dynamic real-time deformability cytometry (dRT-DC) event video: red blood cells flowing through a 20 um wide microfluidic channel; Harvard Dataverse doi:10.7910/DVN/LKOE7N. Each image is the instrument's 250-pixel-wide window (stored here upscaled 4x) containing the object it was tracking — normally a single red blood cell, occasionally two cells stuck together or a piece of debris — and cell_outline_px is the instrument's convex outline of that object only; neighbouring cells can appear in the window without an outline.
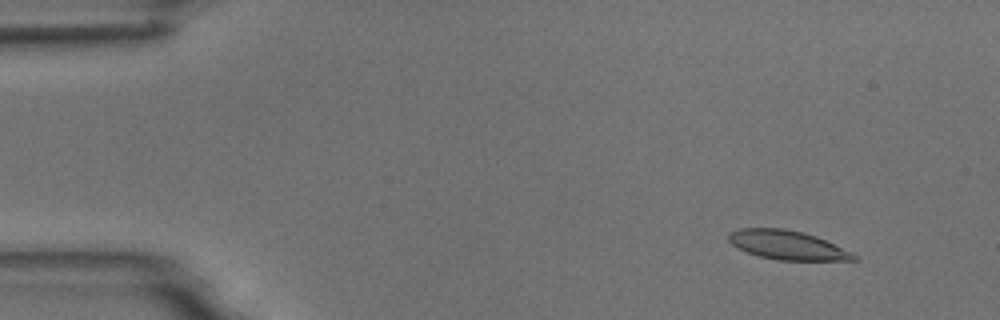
{"species": "common noctule bat (a hibernating species)", "species_latin": "Nyctalus noctula", "temperature_condition": "room temperature", "stored_images_in_passage": 6, "camera_frame_rate_fps": 3000, "um_per_image_px": 0.085, "animal": {"sex": "male", "body_mass_g": 18.8}, "frame": {"image": 1, "passage_image": 2, "time_ms": 1.0, "image_size_px": [1000, 320], "cell_outline_px": [[860, 260], [780, 260], [760, 256], [748, 252], [732, 244], [728, 240], [728, 232], [740, 228], [784, 228], [804, 232], [816, 236], [852, 252], [860, 256]], "centroid_in_image_um": [66.96, 20.82], "position_along_channel_um": 18.0, "area_um2": 21.15}}
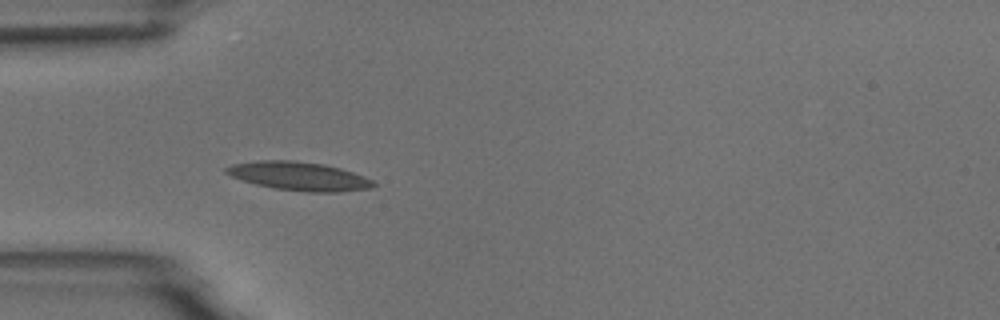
{"frame": {"image": 2, "passage_image": 5, "time_ms": 4.667, "image_size_px": [1000, 320], "cell_outline_px": [[376, 184], [372, 188], [340, 192], [308, 192], [272, 188], [256, 184], [232, 176], [224, 172], [224, 168], [232, 164], [256, 160], [296, 160], [324, 164], [340, 168], [364, 176], [372, 180]], "centroid_in_image_um": [25.41, 14.97], "position_along_channel_um": 59.6, "area_um2": 24.62}}